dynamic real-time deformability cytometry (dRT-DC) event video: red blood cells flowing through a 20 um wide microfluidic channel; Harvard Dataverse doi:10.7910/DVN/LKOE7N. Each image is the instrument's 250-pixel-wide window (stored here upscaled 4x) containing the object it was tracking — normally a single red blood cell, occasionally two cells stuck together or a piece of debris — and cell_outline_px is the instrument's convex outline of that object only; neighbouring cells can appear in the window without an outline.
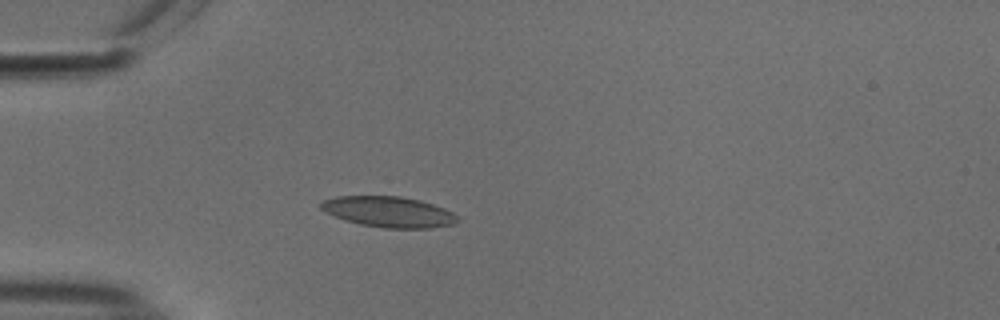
{"species": "common noctule bat (a hibernating species)", "species_latin": "Nyctalus noctula", "temperature_condition": "cold", "stored_images_in_passage": 37, "camera_frame_rate_fps": 3000, "um_per_image_px": 0.085, "animal": {"sex": "male", "body_mass_g": 18.8}, "frame": {"image": 1, "passage_image": 2, "time_ms": 0.333, "image_size_px": [1000, 320], "cell_outline_px": [[460, 220], [452, 224], [428, 228], [384, 228], [360, 224], [344, 220], [324, 212], [320, 208], [320, 204], [324, 200], [336, 196], [400, 196], [420, 200], [444, 208], [452, 212]], "centroid_in_image_um": [33.0, 18.0], "position_along_channel_um": 52.0, "area_um2": 24.39}}
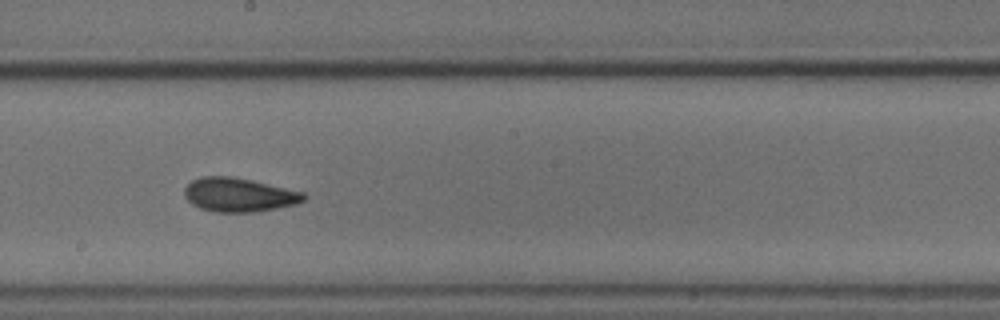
{"frame": {"image": 2, "passage_image": 17, "time_ms": 5.333, "image_size_px": [1000, 320], "cell_outline_px": [[308, 196], [304, 200], [296, 204], [256, 212], [212, 212], [200, 208], [192, 204], [184, 196], [184, 188], [192, 180], [200, 176], [228, 176], [252, 180], [304, 192]], "centroid_in_image_um": [20.3, 16.56], "position_along_channel_um": 227.9, "area_um2": 23.7}}
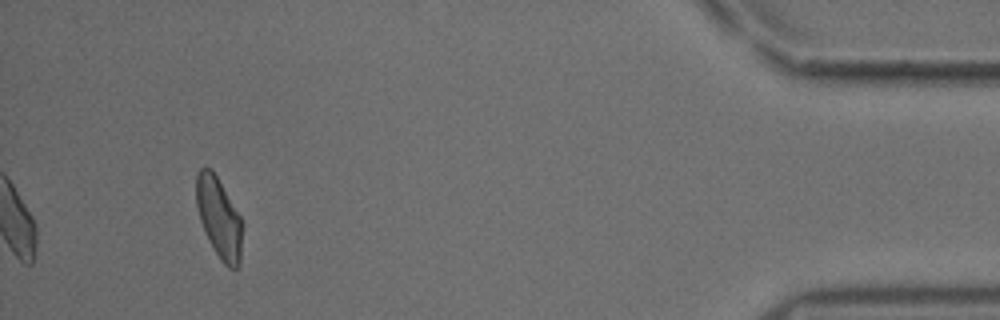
{"frame": {"image": 3, "passage_image": 37, "time_ms": 12.0, "image_size_px": [1000, 320], "cell_outline_px": [[240, 264], [236, 268], [228, 268], [220, 260], [208, 240], [204, 232], [200, 220], [196, 204], [196, 172], [200, 168], [212, 168], [240, 216]], "centroid_in_image_um": [18.56, 18.49], "position_along_channel_um": 416.6, "area_um2": 21.27}, "authors_computed_cell_mechanics": {"area_um2": 22.7154, "velocity_mm_per_s": 3.7643, "shape_relaxation_time_tau1_ms": 4.8008, "shape_relaxation_time_tau2_ms": 1.6115, "deformation_change_tau1": 0.1168, "deformation_change_tau2": 0.0641}}